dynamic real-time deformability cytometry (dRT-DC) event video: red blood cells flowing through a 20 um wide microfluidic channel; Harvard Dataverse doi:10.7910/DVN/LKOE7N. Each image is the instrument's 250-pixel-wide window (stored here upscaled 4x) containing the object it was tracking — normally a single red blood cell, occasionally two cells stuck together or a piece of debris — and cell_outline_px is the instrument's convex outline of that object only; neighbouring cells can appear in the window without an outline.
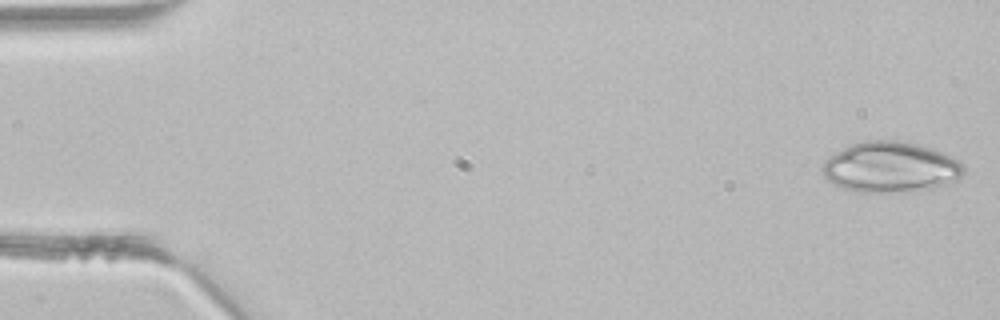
{"species": "common noctule bat (a hibernating species)", "species_latin": "Nyctalus noctula", "temperature_condition": "room temperature", "stored_images_in_passage": 5, "camera_frame_rate_fps": 3000, "um_per_image_px": 0.085, "animal": {"sex": "male", "body_mass_g": 21.5, "forearm_length_mm": 52.0}, "frame": {"image": 1, "passage_image": 1, "time_ms": 0.0, "image_size_px": [1000, 320], "cell_outline_px": [[964, 172], [956, 180], [932, 188], [888, 192], [856, 192], [844, 188], [828, 180], [820, 172], [820, 168], [824, 160], [828, 156], [848, 144], [864, 140], [900, 140], [932, 148], [944, 152], [960, 160], [964, 164]], "centroid_in_image_um": [75.65, 14.18], "position_along_channel_um": 9.3, "area_um2": 41.96}}